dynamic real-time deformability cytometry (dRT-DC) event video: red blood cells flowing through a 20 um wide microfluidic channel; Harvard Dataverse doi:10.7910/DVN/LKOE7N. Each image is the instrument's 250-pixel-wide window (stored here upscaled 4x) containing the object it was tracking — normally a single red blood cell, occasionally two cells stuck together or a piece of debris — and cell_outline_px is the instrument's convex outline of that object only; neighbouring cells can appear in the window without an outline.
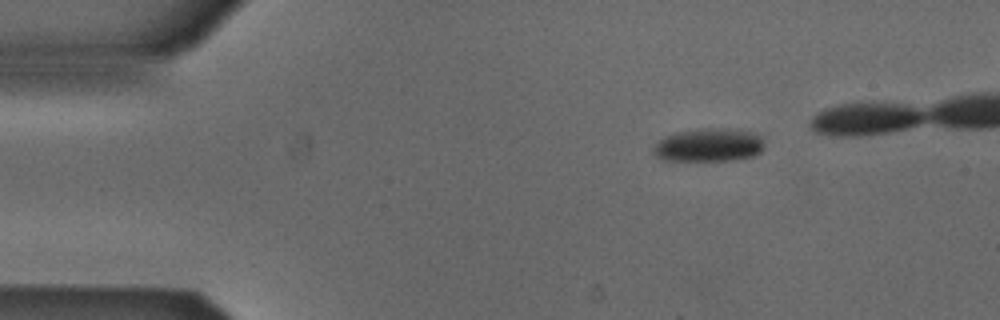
{"species": "Egyptian fruit bat (a non-hibernating species)", "species_latin": "Rousettus aegyptiacus", "temperature_condition": "cold", "stored_images_in_passage": 36, "camera_frame_rate_fps": 3000, "um_per_image_px": 0.085, "animal": {"sex": "male"}, "frame": {"image": 1, "passage_image": 1, "time_ms": 0.0, "image_size_px": [1000, 320], "cell_outline_px": [[760, 152], [752, 156], [728, 160], [664, 160], [656, 156], [652, 152], [652, 148], [664, 136], [676, 132], [704, 128], [716, 128], [748, 132], [760, 136]], "centroid_in_image_um": [60.14, 12.33], "position_along_channel_um": 24.9, "area_um2": 20.87}}
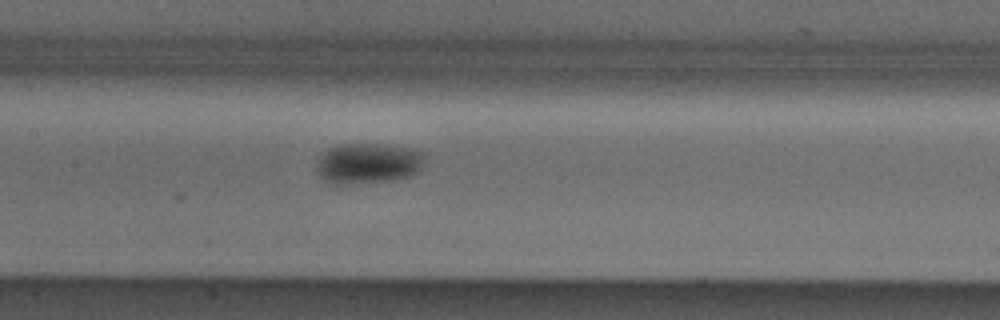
{"frame": {"image": 2, "passage_image": 18, "time_ms": 5.667, "image_size_px": [1000, 320], "cell_outline_px": [[424, 156], [420, 168], [416, 172], [408, 176], [392, 180], [344, 184], [336, 184], [320, 180], [316, 172], [316, 160], [328, 148], [340, 144], [380, 144], [408, 148], [424, 152]], "centroid_in_image_um": [31.2, 13.88], "position_along_channel_um": 176.2, "area_um2": 25.61}}
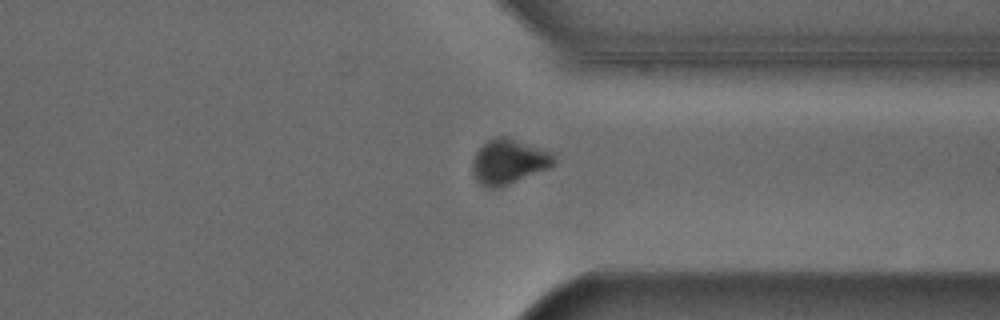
{"frame": {"image": 3, "passage_image": 33, "time_ms": 10.667, "image_size_px": [1000, 320], "cell_outline_px": [[556, 164], [548, 168], [500, 188], [488, 188], [480, 184], [476, 180], [472, 172], [472, 160], [476, 152], [488, 140], [496, 136], [508, 136], [552, 152], [556, 160]], "centroid_in_image_um": [43.24, 13.74], "position_along_channel_um": 368.2, "area_um2": 21.5}}